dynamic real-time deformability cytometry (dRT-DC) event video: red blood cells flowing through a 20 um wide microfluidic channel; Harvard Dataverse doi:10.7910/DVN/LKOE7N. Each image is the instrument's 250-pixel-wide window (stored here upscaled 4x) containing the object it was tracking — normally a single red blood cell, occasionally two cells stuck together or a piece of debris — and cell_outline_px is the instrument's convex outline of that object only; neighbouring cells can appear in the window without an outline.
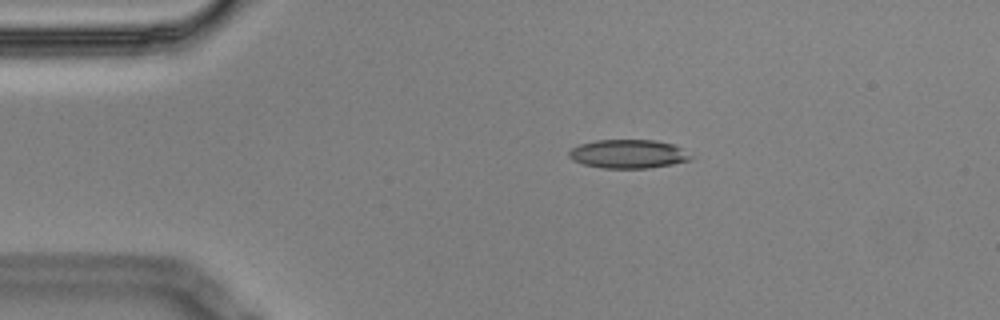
{"species": "Egyptian fruit bat (a non-hibernating species)", "species_latin": "Rousettus aegyptiacus", "temperature_condition": "cold", "stored_images_in_passage": 5, "camera_frame_rate_fps": 3000, "um_per_image_px": 0.085, "animal": {"sex": "male"}, "frame": {"image": 1, "passage_image": 3, "time_ms": 0.667, "image_size_px": [1000, 320], "cell_outline_px": [[696, 156], [692, 160], [672, 164], [648, 168], [604, 168], [584, 164], [572, 160], [568, 156], [568, 152], [572, 148], [580, 144], [596, 140], [656, 140], [672, 144]], "centroid_in_image_um": [53.43, 13.08], "position_along_channel_um": 31.6, "area_um2": 20.46}}
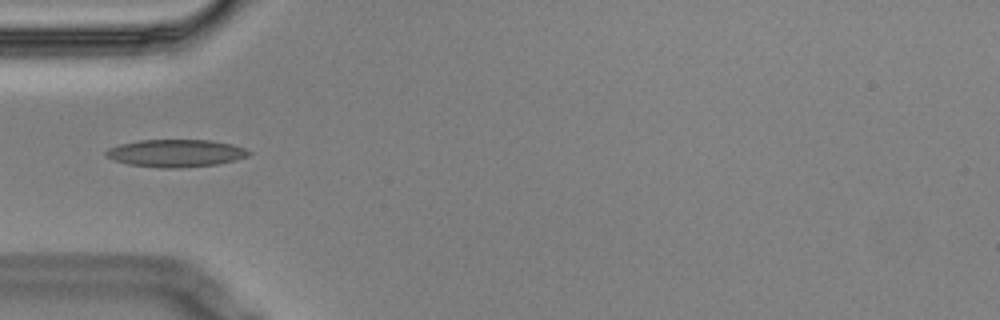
{"frame": {"image": 2, "passage_image": 5, "time_ms": 1.333, "image_size_px": [1000, 320], "cell_outline_px": [[252, 152], [248, 156], [216, 164], [180, 168], [160, 168], [128, 164], [104, 156], [104, 152], [108, 148], [120, 144], [140, 140], [212, 140], [232, 144], [244, 148]], "centroid_in_image_um": [14.92, 13.01], "position_along_channel_um": 70.1, "area_um2": 22.83}}